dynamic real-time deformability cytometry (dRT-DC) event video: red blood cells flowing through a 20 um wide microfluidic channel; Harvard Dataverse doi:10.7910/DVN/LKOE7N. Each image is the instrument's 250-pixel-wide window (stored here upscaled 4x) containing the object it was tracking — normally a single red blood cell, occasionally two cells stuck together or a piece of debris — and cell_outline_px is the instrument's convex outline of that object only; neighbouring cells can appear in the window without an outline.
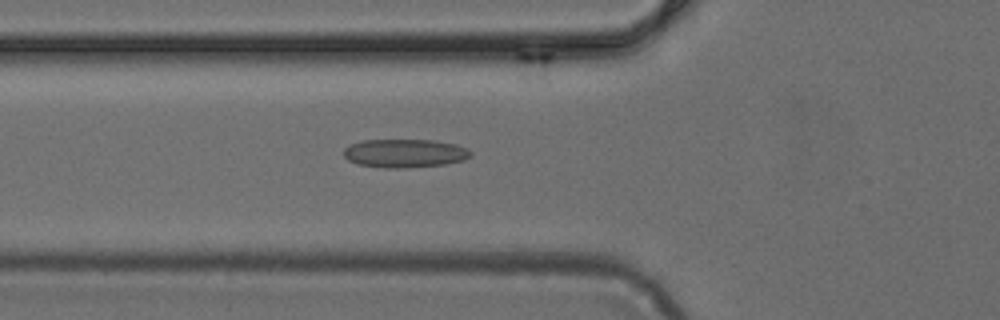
{"species": "common noctule bat (a hibernating species)", "species_latin": "Nyctalus noctula", "temperature_condition": "cold", "stored_images_in_passage": 45, "camera_frame_rate_fps": 3000, "um_per_image_px": 0.085, "animal": {"sex": "female", "body_mass_g": 24.6, "forearm_length_mm": 56.2}, "frame": {"image": 1, "passage_image": 14, "time_ms": 4.333, "image_size_px": [1000, 320], "cell_outline_px": [[472, 156], [464, 160], [444, 164], [408, 168], [384, 168], [356, 164], [348, 160], [344, 156], [344, 148], [348, 144], [364, 140], [432, 140], [456, 144], [468, 148], [472, 152]], "centroid_in_image_um": [34.4, 13.03], "position_along_channel_um": 91.4, "area_um2": 21.33}}
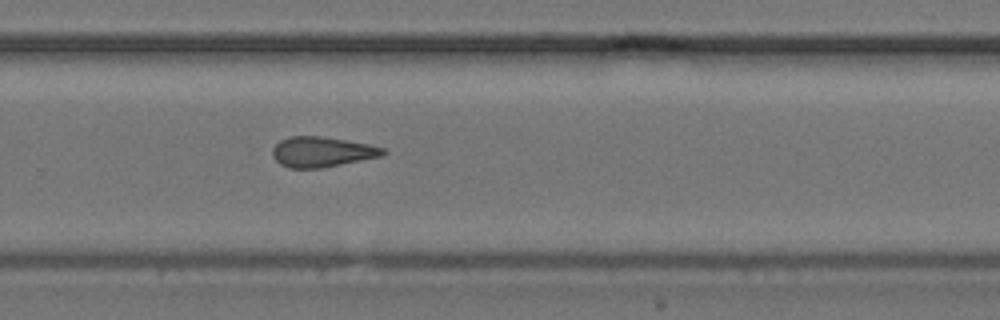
{"frame": {"image": 2, "passage_image": 29, "time_ms": 9.333, "image_size_px": [1000, 320], "cell_outline_px": [[388, 152], [384, 156], [320, 168], [288, 168], [280, 164], [272, 156], [272, 148], [280, 140], [288, 136], [320, 136], [368, 144], [384, 148]], "centroid_in_image_um": [27.36, 12.91], "position_along_channel_um": 302.4, "area_um2": 19.54}}
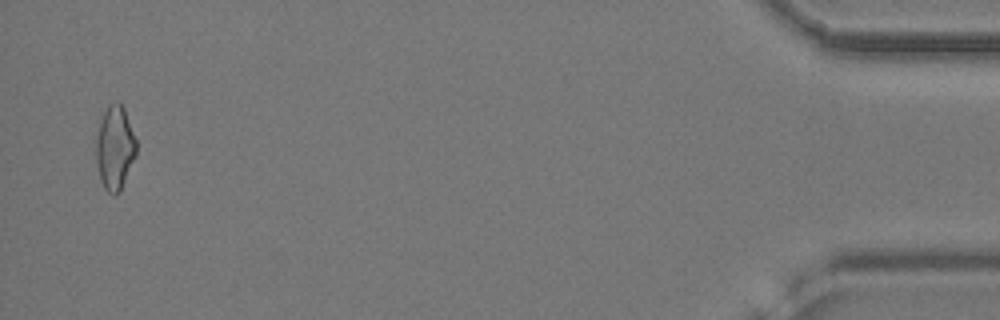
{"frame": {"image": 3, "passage_image": 44, "time_ms": 14.333, "image_size_px": [1000, 320], "cell_outline_px": [[136, 156], [120, 192], [116, 196], [108, 192], [104, 188], [100, 180], [96, 160], [96, 136], [100, 120], [108, 104], [116, 100], [124, 108], [136, 140]], "centroid_in_image_um": [9.76, 12.57], "position_along_channel_um": 425.4, "area_um2": 19.83}}